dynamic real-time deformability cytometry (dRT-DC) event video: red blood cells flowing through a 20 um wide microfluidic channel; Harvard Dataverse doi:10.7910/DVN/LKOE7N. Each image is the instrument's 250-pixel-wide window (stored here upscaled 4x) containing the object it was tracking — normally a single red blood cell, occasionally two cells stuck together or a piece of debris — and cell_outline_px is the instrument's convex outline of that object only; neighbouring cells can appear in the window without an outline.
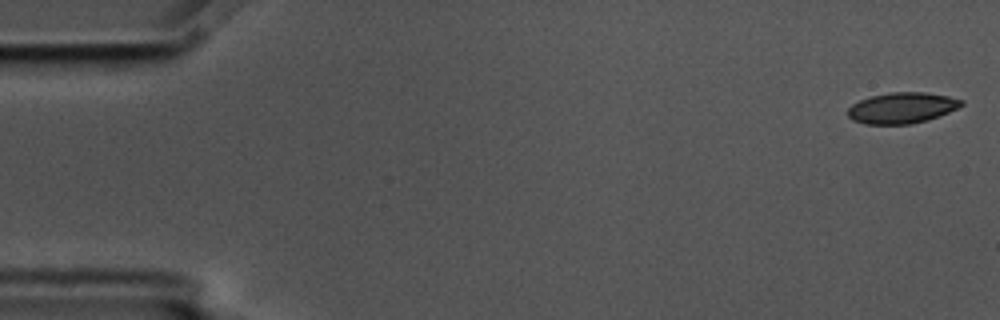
{"species": "common noctule bat (a hibernating species)", "species_latin": "Nyctalus noctula", "temperature_condition": "cold", "stored_images_in_passage": 8, "camera_frame_rate_fps": 3000, "um_per_image_px": 0.085, "animal": {"sex": "male", "body_mass_g": 17.5, "forearm_length_mm": 52.3}, "frame": {"image": 1, "passage_image": 1, "time_ms": 0.0, "image_size_px": [1000, 320], "cell_outline_px": [[964, 104], [948, 112], [928, 120], [912, 124], [864, 124], [852, 120], [848, 116], [848, 108], [852, 104], [860, 100], [872, 96], [892, 92], [924, 92], [948, 96], [964, 100]], "centroid_in_image_um": [76.66, 9.17], "position_along_channel_um": 8.3, "area_um2": 20.4}}